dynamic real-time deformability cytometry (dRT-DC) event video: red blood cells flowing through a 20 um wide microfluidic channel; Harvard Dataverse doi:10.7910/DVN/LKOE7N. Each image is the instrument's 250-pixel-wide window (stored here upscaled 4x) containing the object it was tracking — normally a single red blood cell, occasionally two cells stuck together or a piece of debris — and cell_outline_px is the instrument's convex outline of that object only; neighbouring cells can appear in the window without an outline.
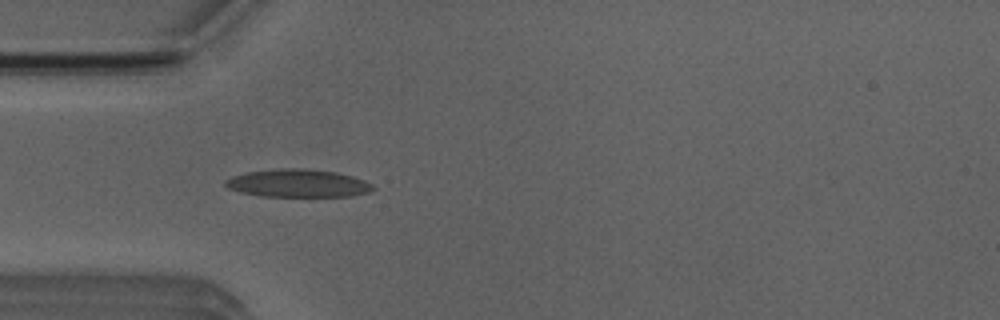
{"species": "Egyptian fruit bat (a non-hibernating species)", "species_latin": "Rousettus aegyptiacus", "temperature_condition": "room temperature", "stored_images_in_passage": 7, "camera_frame_rate_fps": 3000, "um_per_image_px": 0.085, "animal": {"sex": "male"}, "frame": {"image": 1, "passage_image": 4, "time_ms": 4.333, "image_size_px": [1000, 320], "cell_outline_px": [[376, 188], [372, 192], [352, 196], [260, 196], [240, 192], [228, 188], [224, 184], [224, 180], [232, 176], [244, 172], [280, 168], [304, 168], [336, 172], [352, 176], [364, 180], [372, 184]], "centroid_in_image_um": [25.32, 15.57], "position_along_channel_um": 59.7, "area_um2": 24.22}}
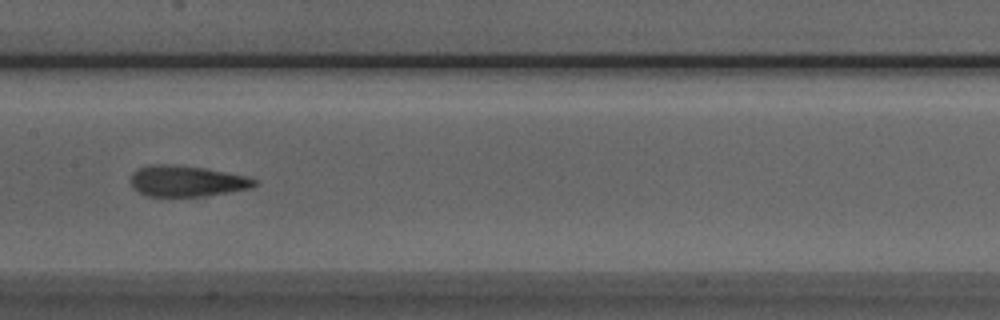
{"frame": {"image": 2, "passage_image": 7, "time_ms": 7.667, "image_size_px": [1000, 320], "cell_outline_px": [[260, 184], [252, 188], [204, 196], [148, 196], [132, 188], [132, 172], [136, 168], [148, 164], [176, 164], [204, 168], [244, 176], [256, 180]], "centroid_in_image_um": [15.85, 15.38], "position_along_channel_um": 191.5, "area_um2": 22.37}}